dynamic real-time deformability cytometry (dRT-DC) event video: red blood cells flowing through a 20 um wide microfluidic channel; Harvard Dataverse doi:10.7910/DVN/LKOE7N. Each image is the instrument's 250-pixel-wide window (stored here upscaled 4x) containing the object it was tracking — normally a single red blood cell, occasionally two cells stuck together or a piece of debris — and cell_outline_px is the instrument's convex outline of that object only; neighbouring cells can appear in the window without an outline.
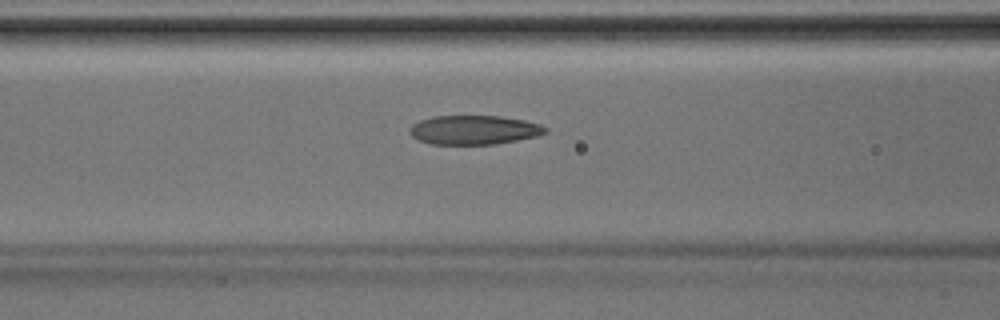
{"species": "Egyptian fruit bat (a non-hibernating species)", "species_latin": "Rousettus aegyptiacus", "temperature_condition": "room temperature", "stored_images_in_passage": 39, "camera_frame_rate_fps": 3000, "um_per_image_px": 0.085, "animal": {"sex": "male"}, "frame": {"image": 1, "passage_image": 17, "time_ms": 5.333, "image_size_px": [1000, 320], "cell_outline_px": [[548, 132], [536, 136], [496, 144], [428, 144], [416, 140], [412, 136], [408, 128], [412, 124], [420, 120], [432, 116], [500, 116], [524, 120], [540, 124], [548, 128]], "centroid_in_image_um": [40.26, 11.04], "position_along_channel_um": 126.3, "area_um2": 23.18}}
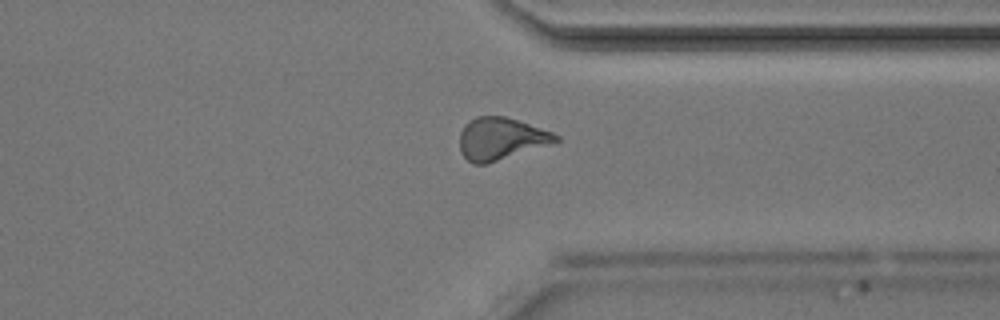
{"frame": {"image": 2, "passage_image": 32, "time_ms": 10.333, "image_size_px": [1000, 320], "cell_outline_px": [[560, 140], [552, 144], [484, 164], [472, 164], [460, 152], [460, 132], [464, 124], [468, 120], [476, 116], [504, 116], [552, 132], [560, 136]], "centroid_in_image_um": [42.55, 11.78], "position_along_channel_um": 368.8, "area_um2": 23.52}}
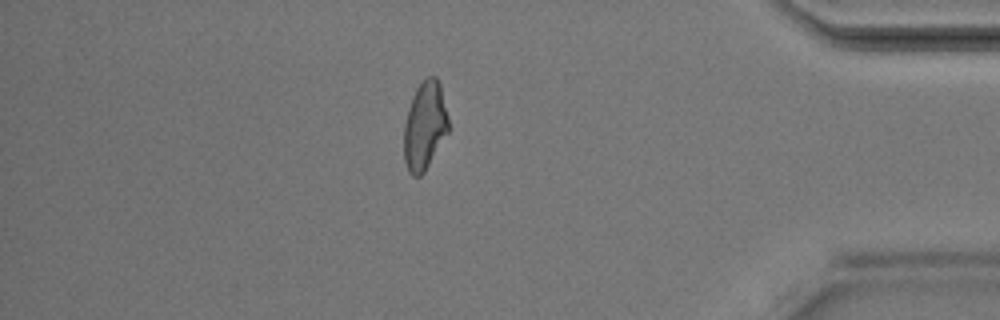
{"frame": {"image": 3, "passage_image": 36, "time_ms": 11.667, "image_size_px": [1000, 320], "cell_outline_px": [[448, 132], [424, 172], [420, 176], [412, 176], [408, 172], [404, 160], [404, 124], [408, 108], [412, 96], [416, 88], [428, 76], [436, 76], [440, 84], [448, 116]], "centroid_in_image_um": [36.09, 10.69], "position_along_channel_um": 399.1, "area_um2": 22.83}}